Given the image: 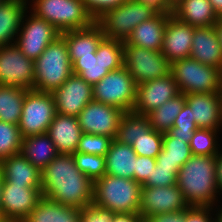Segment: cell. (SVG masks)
<instances>
[{
	"label": "cell",
	"instance_id": "48",
	"mask_svg": "<svg viewBox=\"0 0 222 222\" xmlns=\"http://www.w3.org/2000/svg\"><path fill=\"white\" fill-rule=\"evenodd\" d=\"M111 222H143L139 213H114Z\"/></svg>",
	"mask_w": 222,
	"mask_h": 222
},
{
	"label": "cell",
	"instance_id": "10",
	"mask_svg": "<svg viewBox=\"0 0 222 222\" xmlns=\"http://www.w3.org/2000/svg\"><path fill=\"white\" fill-rule=\"evenodd\" d=\"M56 113V106L51 93L28 90L18 124L22 138L47 133Z\"/></svg>",
	"mask_w": 222,
	"mask_h": 222
},
{
	"label": "cell",
	"instance_id": "47",
	"mask_svg": "<svg viewBox=\"0 0 222 222\" xmlns=\"http://www.w3.org/2000/svg\"><path fill=\"white\" fill-rule=\"evenodd\" d=\"M147 7L152 8L158 14L172 15V10L166 0H138Z\"/></svg>",
	"mask_w": 222,
	"mask_h": 222
},
{
	"label": "cell",
	"instance_id": "16",
	"mask_svg": "<svg viewBox=\"0 0 222 222\" xmlns=\"http://www.w3.org/2000/svg\"><path fill=\"white\" fill-rule=\"evenodd\" d=\"M56 112L78 117L83 108L93 99V85L79 75L72 74L57 90L51 93Z\"/></svg>",
	"mask_w": 222,
	"mask_h": 222
},
{
	"label": "cell",
	"instance_id": "15",
	"mask_svg": "<svg viewBox=\"0 0 222 222\" xmlns=\"http://www.w3.org/2000/svg\"><path fill=\"white\" fill-rule=\"evenodd\" d=\"M124 112L114 106L92 100L78 116L83 133L116 137L120 118Z\"/></svg>",
	"mask_w": 222,
	"mask_h": 222
},
{
	"label": "cell",
	"instance_id": "23",
	"mask_svg": "<svg viewBox=\"0 0 222 222\" xmlns=\"http://www.w3.org/2000/svg\"><path fill=\"white\" fill-rule=\"evenodd\" d=\"M0 171L4 181L19 185H29L41 189V171L28 161L21 153L0 161Z\"/></svg>",
	"mask_w": 222,
	"mask_h": 222
},
{
	"label": "cell",
	"instance_id": "50",
	"mask_svg": "<svg viewBox=\"0 0 222 222\" xmlns=\"http://www.w3.org/2000/svg\"><path fill=\"white\" fill-rule=\"evenodd\" d=\"M211 6L219 17H222V0H209Z\"/></svg>",
	"mask_w": 222,
	"mask_h": 222
},
{
	"label": "cell",
	"instance_id": "12",
	"mask_svg": "<svg viewBox=\"0 0 222 222\" xmlns=\"http://www.w3.org/2000/svg\"><path fill=\"white\" fill-rule=\"evenodd\" d=\"M0 85L33 89L34 60L27 58L14 43L0 47Z\"/></svg>",
	"mask_w": 222,
	"mask_h": 222
},
{
	"label": "cell",
	"instance_id": "6",
	"mask_svg": "<svg viewBox=\"0 0 222 222\" xmlns=\"http://www.w3.org/2000/svg\"><path fill=\"white\" fill-rule=\"evenodd\" d=\"M158 13L138 0H126L116 8L104 12L95 22L105 37L126 42L132 31Z\"/></svg>",
	"mask_w": 222,
	"mask_h": 222
},
{
	"label": "cell",
	"instance_id": "11",
	"mask_svg": "<svg viewBox=\"0 0 222 222\" xmlns=\"http://www.w3.org/2000/svg\"><path fill=\"white\" fill-rule=\"evenodd\" d=\"M124 67L136 85L168 76L171 63L161 51H153L135 45H124Z\"/></svg>",
	"mask_w": 222,
	"mask_h": 222
},
{
	"label": "cell",
	"instance_id": "30",
	"mask_svg": "<svg viewBox=\"0 0 222 222\" xmlns=\"http://www.w3.org/2000/svg\"><path fill=\"white\" fill-rule=\"evenodd\" d=\"M25 10L26 0H6L0 5V47L12 45L11 40L24 22Z\"/></svg>",
	"mask_w": 222,
	"mask_h": 222
},
{
	"label": "cell",
	"instance_id": "14",
	"mask_svg": "<svg viewBox=\"0 0 222 222\" xmlns=\"http://www.w3.org/2000/svg\"><path fill=\"white\" fill-rule=\"evenodd\" d=\"M188 207L177 185L141 186L139 214L143 221L151 215L186 210Z\"/></svg>",
	"mask_w": 222,
	"mask_h": 222
},
{
	"label": "cell",
	"instance_id": "42",
	"mask_svg": "<svg viewBox=\"0 0 222 222\" xmlns=\"http://www.w3.org/2000/svg\"><path fill=\"white\" fill-rule=\"evenodd\" d=\"M114 212L93 202L80 209V222H111Z\"/></svg>",
	"mask_w": 222,
	"mask_h": 222
},
{
	"label": "cell",
	"instance_id": "41",
	"mask_svg": "<svg viewBox=\"0 0 222 222\" xmlns=\"http://www.w3.org/2000/svg\"><path fill=\"white\" fill-rule=\"evenodd\" d=\"M179 167L155 166L151 176L142 184L146 187L176 185Z\"/></svg>",
	"mask_w": 222,
	"mask_h": 222
},
{
	"label": "cell",
	"instance_id": "13",
	"mask_svg": "<svg viewBox=\"0 0 222 222\" xmlns=\"http://www.w3.org/2000/svg\"><path fill=\"white\" fill-rule=\"evenodd\" d=\"M41 197L42 193L37 188L4 181L0 216L10 222H22Z\"/></svg>",
	"mask_w": 222,
	"mask_h": 222
},
{
	"label": "cell",
	"instance_id": "44",
	"mask_svg": "<svg viewBox=\"0 0 222 222\" xmlns=\"http://www.w3.org/2000/svg\"><path fill=\"white\" fill-rule=\"evenodd\" d=\"M156 166V158L137 156L134 169V180L141 185L151 176Z\"/></svg>",
	"mask_w": 222,
	"mask_h": 222
},
{
	"label": "cell",
	"instance_id": "8",
	"mask_svg": "<svg viewBox=\"0 0 222 222\" xmlns=\"http://www.w3.org/2000/svg\"><path fill=\"white\" fill-rule=\"evenodd\" d=\"M33 10L59 33L87 28L95 22L82 0H36Z\"/></svg>",
	"mask_w": 222,
	"mask_h": 222
},
{
	"label": "cell",
	"instance_id": "27",
	"mask_svg": "<svg viewBox=\"0 0 222 222\" xmlns=\"http://www.w3.org/2000/svg\"><path fill=\"white\" fill-rule=\"evenodd\" d=\"M136 158L137 154L131 145L114 139L105 155L106 174L134 179Z\"/></svg>",
	"mask_w": 222,
	"mask_h": 222
},
{
	"label": "cell",
	"instance_id": "53",
	"mask_svg": "<svg viewBox=\"0 0 222 222\" xmlns=\"http://www.w3.org/2000/svg\"><path fill=\"white\" fill-rule=\"evenodd\" d=\"M3 184H4V178H3V175L0 171V213H1V198H2Z\"/></svg>",
	"mask_w": 222,
	"mask_h": 222
},
{
	"label": "cell",
	"instance_id": "4",
	"mask_svg": "<svg viewBox=\"0 0 222 222\" xmlns=\"http://www.w3.org/2000/svg\"><path fill=\"white\" fill-rule=\"evenodd\" d=\"M141 184L105 174L94 181L93 203L114 213H139Z\"/></svg>",
	"mask_w": 222,
	"mask_h": 222
},
{
	"label": "cell",
	"instance_id": "37",
	"mask_svg": "<svg viewBox=\"0 0 222 222\" xmlns=\"http://www.w3.org/2000/svg\"><path fill=\"white\" fill-rule=\"evenodd\" d=\"M217 130L198 128L194 131L189 146L193 155H217L215 137Z\"/></svg>",
	"mask_w": 222,
	"mask_h": 222
},
{
	"label": "cell",
	"instance_id": "45",
	"mask_svg": "<svg viewBox=\"0 0 222 222\" xmlns=\"http://www.w3.org/2000/svg\"><path fill=\"white\" fill-rule=\"evenodd\" d=\"M210 207L189 206L185 210V222H213L208 214Z\"/></svg>",
	"mask_w": 222,
	"mask_h": 222
},
{
	"label": "cell",
	"instance_id": "39",
	"mask_svg": "<svg viewBox=\"0 0 222 222\" xmlns=\"http://www.w3.org/2000/svg\"><path fill=\"white\" fill-rule=\"evenodd\" d=\"M162 143L163 133L152 128L145 135L136 139L131 146L137 156L156 158L161 152Z\"/></svg>",
	"mask_w": 222,
	"mask_h": 222
},
{
	"label": "cell",
	"instance_id": "5",
	"mask_svg": "<svg viewBox=\"0 0 222 222\" xmlns=\"http://www.w3.org/2000/svg\"><path fill=\"white\" fill-rule=\"evenodd\" d=\"M124 66V44L119 40L104 37L96 53L80 56L72 64V73L79 75L87 83H98L110 71Z\"/></svg>",
	"mask_w": 222,
	"mask_h": 222
},
{
	"label": "cell",
	"instance_id": "2",
	"mask_svg": "<svg viewBox=\"0 0 222 222\" xmlns=\"http://www.w3.org/2000/svg\"><path fill=\"white\" fill-rule=\"evenodd\" d=\"M216 155H192L179 169L176 185L189 206L210 207L217 191Z\"/></svg>",
	"mask_w": 222,
	"mask_h": 222
},
{
	"label": "cell",
	"instance_id": "55",
	"mask_svg": "<svg viewBox=\"0 0 222 222\" xmlns=\"http://www.w3.org/2000/svg\"><path fill=\"white\" fill-rule=\"evenodd\" d=\"M215 222H222V210L217 215V220L215 219Z\"/></svg>",
	"mask_w": 222,
	"mask_h": 222
},
{
	"label": "cell",
	"instance_id": "22",
	"mask_svg": "<svg viewBox=\"0 0 222 222\" xmlns=\"http://www.w3.org/2000/svg\"><path fill=\"white\" fill-rule=\"evenodd\" d=\"M190 58L222 71V48L215 27H194Z\"/></svg>",
	"mask_w": 222,
	"mask_h": 222
},
{
	"label": "cell",
	"instance_id": "40",
	"mask_svg": "<svg viewBox=\"0 0 222 222\" xmlns=\"http://www.w3.org/2000/svg\"><path fill=\"white\" fill-rule=\"evenodd\" d=\"M112 141L113 139L108 136L83 133L76 151L105 156Z\"/></svg>",
	"mask_w": 222,
	"mask_h": 222
},
{
	"label": "cell",
	"instance_id": "56",
	"mask_svg": "<svg viewBox=\"0 0 222 222\" xmlns=\"http://www.w3.org/2000/svg\"><path fill=\"white\" fill-rule=\"evenodd\" d=\"M0 222H10V221H7V220H4V219H1Z\"/></svg>",
	"mask_w": 222,
	"mask_h": 222
},
{
	"label": "cell",
	"instance_id": "1",
	"mask_svg": "<svg viewBox=\"0 0 222 222\" xmlns=\"http://www.w3.org/2000/svg\"><path fill=\"white\" fill-rule=\"evenodd\" d=\"M94 182L76 167L72 154H58L41 171L42 196L82 209L93 202Z\"/></svg>",
	"mask_w": 222,
	"mask_h": 222
},
{
	"label": "cell",
	"instance_id": "54",
	"mask_svg": "<svg viewBox=\"0 0 222 222\" xmlns=\"http://www.w3.org/2000/svg\"><path fill=\"white\" fill-rule=\"evenodd\" d=\"M219 95H220V103H221V116H222V83H221V87L219 89Z\"/></svg>",
	"mask_w": 222,
	"mask_h": 222
},
{
	"label": "cell",
	"instance_id": "57",
	"mask_svg": "<svg viewBox=\"0 0 222 222\" xmlns=\"http://www.w3.org/2000/svg\"><path fill=\"white\" fill-rule=\"evenodd\" d=\"M4 1H6V0H0V5H1Z\"/></svg>",
	"mask_w": 222,
	"mask_h": 222
},
{
	"label": "cell",
	"instance_id": "21",
	"mask_svg": "<svg viewBox=\"0 0 222 222\" xmlns=\"http://www.w3.org/2000/svg\"><path fill=\"white\" fill-rule=\"evenodd\" d=\"M47 134L59 154H73L76 152L83 132L78 117L56 113Z\"/></svg>",
	"mask_w": 222,
	"mask_h": 222
},
{
	"label": "cell",
	"instance_id": "31",
	"mask_svg": "<svg viewBox=\"0 0 222 222\" xmlns=\"http://www.w3.org/2000/svg\"><path fill=\"white\" fill-rule=\"evenodd\" d=\"M192 155L191 148L186 140L171 137L165 132L163 133L161 152L156 157V165L179 167L180 169Z\"/></svg>",
	"mask_w": 222,
	"mask_h": 222
},
{
	"label": "cell",
	"instance_id": "20",
	"mask_svg": "<svg viewBox=\"0 0 222 222\" xmlns=\"http://www.w3.org/2000/svg\"><path fill=\"white\" fill-rule=\"evenodd\" d=\"M198 128L218 130L222 123L219 92L185 94Z\"/></svg>",
	"mask_w": 222,
	"mask_h": 222
},
{
	"label": "cell",
	"instance_id": "25",
	"mask_svg": "<svg viewBox=\"0 0 222 222\" xmlns=\"http://www.w3.org/2000/svg\"><path fill=\"white\" fill-rule=\"evenodd\" d=\"M169 16L166 14H157L150 20L142 22L132 31V34L123 44L161 51L166 22Z\"/></svg>",
	"mask_w": 222,
	"mask_h": 222
},
{
	"label": "cell",
	"instance_id": "52",
	"mask_svg": "<svg viewBox=\"0 0 222 222\" xmlns=\"http://www.w3.org/2000/svg\"><path fill=\"white\" fill-rule=\"evenodd\" d=\"M171 10H173L178 4H180L183 0H166Z\"/></svg>",
	"mask_w": 222,
	"mask_h": 222
},
{
	"label": "cell",
	"instance_id": "46",
	"mask_svg": "<svg viewBox=\"0 0 222 222\" xmlns=\"http://www.w3.org/2000/svg\"><path fill=\"white\" fill-rule=\"evenodd\" d=\"M143 222H185V210L151 215Z\"/></svg>",
	"mask_w": 222,
	"mask_h": 222
},
{
	"label": "cell",
	"instance_id": "24",
	"mask_svg": "<svg viewBox=\"0 0 222 222\" xmlns=\"http://www.w3.org/2000/svg\"><path fill=\"white\" fill-rule=\"evenodd\" d=\"M60 35L67 43L71 64L80 56L96 53L99 43L105 37L101 27L96 22L87 28L65 31Z\"/></svg>",
	"mask_w": 222,
	"mask_h": 222
},
{
	"label": "cell",
	"instance_id": "9",
	"mask_svg": "<svg viewBox=\"0 0 222 222\" xmlns=\"http://www.w3.org/2000/svg\"><path fill=\"white\" fill-rule=\"evenodd\" d=\"M137 85L128 70L122 68L110 71L93 85V99L114 106L123 112L133 110L136 102Z\"/></svg>",
	"mask_w": 222,
	"mask_h": 222
},
{
	"label": "cell",
	"instance_id": "3",
	"mask_svg": "<svg viewBox=\"0 0 222 222\" xmlns=\"http://www.w3.org/2000/svg\"><path fill=\"white\" fill-rule=\"evenodd\" d=\"M72 74L68 46L60 35L34 61L33 90L52 93Z\"/></svg>",
	"mask_w": 222,
	"mask_h": 222
},
{
	"label": "cell",
	"instance_id": "33",
	"mask_svg": "<svg viewBox=\"0 0 222 222\" xmlns=\"http://www.w3.org/2000/svg\"><path fill=\"white\" fill-rule=\"evenodd\" d=\"M184 103L185 94L179 93L157 109L148 113L146 116L150 122V126L155 131L168 132L173 127L175 118L181 112Z\"/></svg>",
	"mask_w": 222,
	"mask_h": 222
},
{
	"label": "cell",
	"instance_id": "36",
	"mask_svg": "<svg viewBox=\"0 0 222 222\" xmlns=\"http://www.w3.org/2000/svg\"><path fill=\"white\" fill-rule=\"evenodd\" d=\"M76 167L93 182L106 174L105 156L76 151L72 154Z\"/></svg>",
	"mask_w": 222,
	"mask_h": 222
},
{
	"label": "cell",
	"instance_id": "18",
	"mask_svg": "<svg viewBox=\"0 0 222 222\" xmlns=\"http://www.w3.org/2000/svg\"><path fill=\"white\" fill-rule=\"evenodd\" d=\"M179 93L171 74L143 82L137 85L136 102L132 111L146 116Z\"/></svg>",
	"mask_w": 222,
	"mask_h": 222
},
{
	"label": "cell",
	"instance_id": "28",
	"mask_svg": "<svg viewBox=\"0 0 222 222\" xmlns=\"http://www.w3.org/2000/svg\"><path fill=\"white\" fill-rule=\"evenodd\" d=\"M22 222H80V209L64 206L42 196Z\"/></svg>",
	"mask_w": 222,
	"mask_h": 222
},
{
	"label": "cell",
	"instance_id": "17",
	"mask_svg": "<svg viewBox=\"0 0 222 222\" xmlns=\"http://www.w3.org/2000/svg\"><path fill=\"white\" fill-rule=\"evenodd\" d=\"M31 16L22 27L18 41L14 42L27 58L35 61L46 47L60 36V33L52 24L34 13Z\"/></svg>",
	"mask_w": 222,
	"mask_h": 222
},
{
	"label": "cell",
	"instance_id": "32",
	"mask_svg": "<svg viewBox=\"0 0 222 222\" xmlns=\"http://www.w3.org/2000/svg\"><path fill=\"white\" fill-rule=\"evenodd\" d=\"M28 89L0 85V121L18 125Z\"/></svg>",
	"mask_w": 222,
	"mask_h": 222
},
{
	"label": "cell",
	"instance_id": "43",
	"mask_svg": "<svg viewBox=\"0 0 222 222\" xmlns=\"http://www.w3.org/2000/svg\"><path fill=\"white\" fill-rule=\"evenodd\" d=\"M125 1L126 0H82L85 8L95 20L104 12L116 8Z\"/></svg>",
	"mask_w": 222,
	"mask_h": 222
},
{
	"label": "cell",
	"instance_id": "19",
	"mask_svg": "<svg viewBox=\"0 0 222 222\" xmlns=\"http://www.w3.org/2000/svg\"><path fill=\"white\" fill-rule=\"evenodd\" d=\"M193 34V26L168 17L161 52L170 63L190 57Z\"/></svg>",
	"mask_w": 222,
	"mask_h": 222
},
{
	"label": "cell",
	"instance_id": "29",
	"mask_svg": "<svg viewBox=\"0 0 222 222\" xmlns=\"http://www.w3.org/2000/svg\"><path fill=\"white\" fill-rule=\"evenodd\" d=\"M20 153L40 171L59 154L47 133L22 138Z\"/></svg>",
	"mask_w": 222,
	"mask_h": 222
},
{
	"label": "cell",
	"instance_id": "34",
	"mask_svg": "<svg viewBox=\"0 0 222 222\" xmlns=\"http://www.w3.org/2000/svg\"><path fill=\"white\" fill-rule=\"evenodd\" d=\"M151 129L147 116L133 111L124 112L119 121L115 140L132 145L136 139L145 135Z\"/></svg>",
	"mask_w": 222,
	"mask_h": 222
},
{
	"label": "cell",
	"instance_id": "51",
	"mask_svg": "<svg viewBox=\"0 0 222 222\" xmlns=\"http://www.w3.org/2000/svg\"><path fill=\"white\" fill-rule=\"evenodd\" d=\"M214 27L218 35L220 46L222 48V17L219 18Z\"/></svg>",
	"mask_w": 222,
	"mask_h": 222
},
{
	"label": "cell",
	"instance_id": "35",
	"mask_svg": "<svg viewBox=\"0 0 222 222\" xmlns=\"http://www.w3.org/2000/svg\"><path fill=\"white\" fill-rule=\"evenodd\" d=\"M22 136L18 125L0 121V161L21 152Z\"/></svg>",
	"mask_w": 222,
	"mask_h": 222
},
{
	"label": "cell",
	"instance_id": "38",
	"mask_svg": "<svg viewBox=\"0 0 222 222\" xmlns=\"http://www.w3.org/2000/svg\"><path fill=\"white\" fill-rule=\"evenodd\" d=\"M198 127L196 126L195 119L191 115V109L185 102L181 112L175 118L173 127L167 132L171 137L186 140V143H190L194 131Z\"/></svg>",
	"mask_w": 222,
	"mask_h": 222
},
{
	"label": "cell",
	"instance_id": "7",
	"mask_svg": "<svg viewBox=\"0 0 222 222\" xmlns=\"http://www.w3.org/2000/svg\"><path fill=\"white\" fill-rule=\"evenodd\" d=\"M170 74L182 94L219 92L222 83L220 69L190 57L171 63Z\"/></svg>",
	"mask_w": 222,
	"mask_h": 222
},
{
	"label": "cell",
	"instance_id": "49",
	"mask_svg": "<svg viewBox=\"0 0 222 222\" xmlns=\"http://www.w3.org/2000/svg\"><path fill=\"white\" fill-rule=\"evenodd\" d=\"M216 182L218 189L222 191V154L218 153L216 155Z\"/></svg>",
	"mask_w": 222,
	"mask_h": 222
},
{
	"label": "cell",
	"instance_id": "26",
	"mask_svg": "<svg viewBox=\"0 0 222 222\" xmlns=\"http://www.w3.org/2000/svg\"><path fill=\"white\" fill-rule=\"evenodd\" d=\"M172 15L193 27H211L219 20L209 0H183Z\"/></svg>",
	"mask_w": 222,
	"mask_h": 222
}]
</instances>
